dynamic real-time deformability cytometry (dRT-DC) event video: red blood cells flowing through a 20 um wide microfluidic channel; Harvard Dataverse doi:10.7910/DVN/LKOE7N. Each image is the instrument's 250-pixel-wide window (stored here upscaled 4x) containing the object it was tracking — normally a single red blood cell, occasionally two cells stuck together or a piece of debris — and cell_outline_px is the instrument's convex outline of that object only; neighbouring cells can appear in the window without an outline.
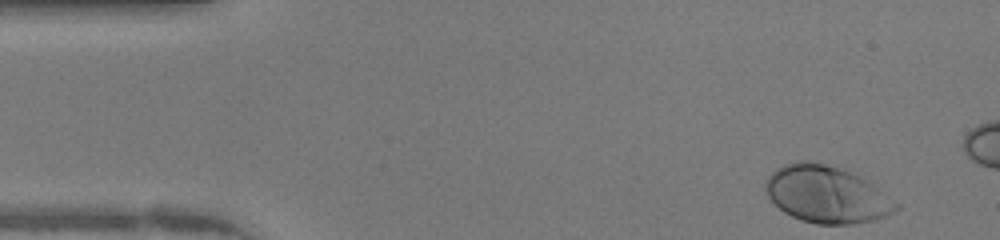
{"species": "human", "species_latin": "Homo sapiens", "temperature_condition": "warm", "stored_images_in_passage": 11, "camera_frame_rate_fps": 3000, "um_per_image_px": 0.085, "donor": {"sex": "female"}, "frame": {"image": 1, "passage_image": 1, "time_ms": 0.0, "image_size_px": [1000, 240], "cell_outline_px": [[900, 208], [884, 216], [872, 220], [852, 224], [816, 224], [800, 220], [784, 212], [768, 196], [764, 188], [764, 184], [768, 176], [776, 168], [784, 164], [796, 160], [804, 160], [824, 164], [860, 176], [872, 184], [900, 204]], "centroid_in_image_um": [70.23, 16.53], "position_along_channel_um": 14.8, "area_um2": 43.0}}